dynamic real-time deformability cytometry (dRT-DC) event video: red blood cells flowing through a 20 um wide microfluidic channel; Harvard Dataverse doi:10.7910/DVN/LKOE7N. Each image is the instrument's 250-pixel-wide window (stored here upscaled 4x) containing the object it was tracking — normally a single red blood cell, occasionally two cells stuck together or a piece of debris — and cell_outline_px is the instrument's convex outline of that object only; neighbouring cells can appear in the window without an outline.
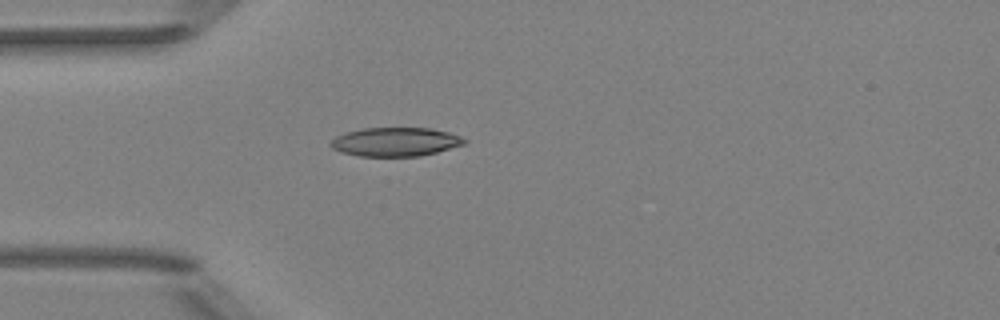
{"species": "Egyptian fruit bat (a non-hibernating species)", "species_latin": "Rousettus aegyptiacus", "temperature_condition": "room temperature", "stored_images_in_passage": 1, "camera_frame_rate_fps": 3000, "um_per_image_px": 0.085, "animal": {"sex": "female"}, "frame": {"image": 1, "passage_image": 1, "time_ms": 0.0, "image_size_px": [1000, 320], "cell_outline_px": [[468, 140], [464, 144], [436, 152], [420, 156], [360, 156], [340, 152], [332, 148], [328, 144], [336, 136], [348, 132], [364, 128], [432, 128], [448, 132], [460, 136]], "centroid_in_image_um": [33.61, 12.06], "position_along_channel_um": 51.4, "area_um2": 22.37}}